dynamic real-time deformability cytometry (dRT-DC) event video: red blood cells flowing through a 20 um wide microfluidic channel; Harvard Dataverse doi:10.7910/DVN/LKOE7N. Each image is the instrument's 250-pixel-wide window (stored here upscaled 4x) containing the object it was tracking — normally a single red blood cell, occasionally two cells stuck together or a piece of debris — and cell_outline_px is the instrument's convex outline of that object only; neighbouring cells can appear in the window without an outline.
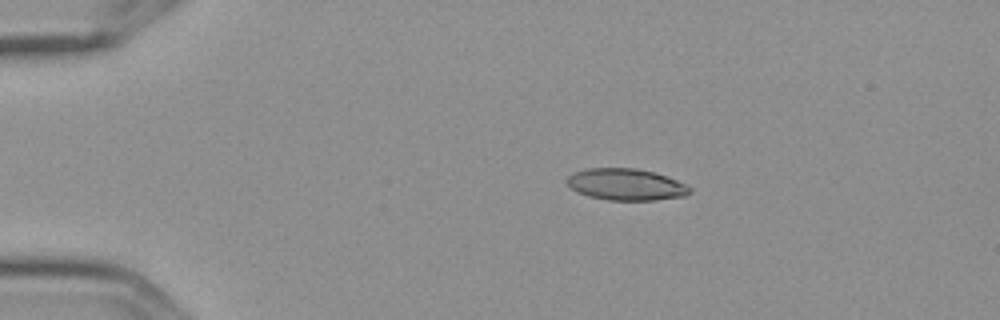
{"species": "Egyptian fruit bat (a non-hibernating species)", "species_latin": "Rousettus aegyptiacus", "temperature_condition": "cold", "stored_images_in_passage": 4, "camera_frame_rate_fps": 3000, "um_per_image_px": 0.085, "frame": {"image": 1, "passage_image": 3, "time_ms": 0.667, "image_size_px": [1000, 320], "cell_outline_px": [[692, 192], [684, 196], [652, 200], [608, 200], [588, 196], [576, 192], [564, 180], [568, 176], [576, 172], [588, 168], [636, 168], [656, 172], [676, 180], [692, 188]], "centroid_in_image_um": [53.2, 15.68], "position_along_channel_um": 31.8, "area_um2": 22.66}}